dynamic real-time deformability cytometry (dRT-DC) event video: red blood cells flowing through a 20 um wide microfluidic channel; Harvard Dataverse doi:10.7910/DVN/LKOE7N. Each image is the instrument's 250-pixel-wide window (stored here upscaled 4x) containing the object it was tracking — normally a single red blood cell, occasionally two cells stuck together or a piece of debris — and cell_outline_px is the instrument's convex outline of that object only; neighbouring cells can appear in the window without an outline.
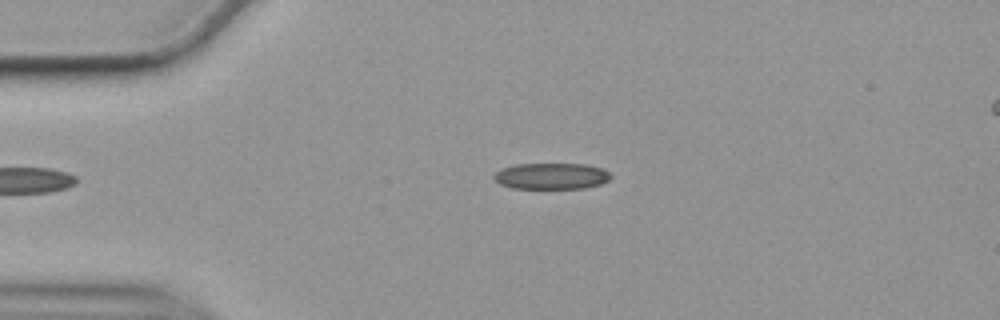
{"species": "common noctule bat (a hibernating species)", "species_latin": "Nyctalus noctula", "temperature_condition": "cold", "stored_images_in_passage": 41, "camera_frame_rate_fps": 3000, "um_per_image_px": 0.085, "animal": {"sex": "female", "body_mass_g": 19.9}, "frame": {"image": 1, "passage_image": 3, "time_ms": 0.667, "image_size_px": [1000, 320], "cell_outline_px": [[612, 176], [608, 180], [600, 184], [584, 188], [512, 188], [500, 184], [492, 176], [496, 172], [504, 168], [516, 164], [584, 164], [604, 168]], "centroid_in_image_um": [46.89, 14.96], "position_along_channel_um": 38.1, "area_um2": 17.74}}
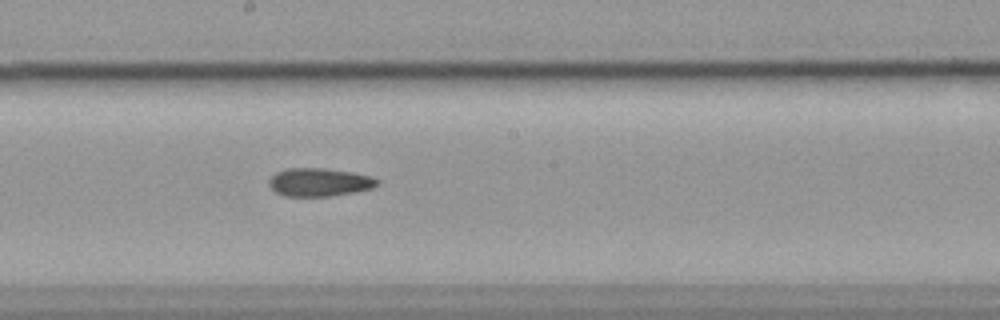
{"frame": {"image": 2, "passage_image": 21, "time_ms": 6.667, "image_size_px": [1000, 320], "cell_outline_px": [[380, 184], [372, 188], [332, 196], [284, 196], [276, 192], [268, 184], [268, 180], [276, 172], [288, 168], [324, 168], [352, 172], [372, 176], [380, 180]], "centroid_in_image_um": [27.16, 15.48], "position_along_channel_um": 221.0, "area_um2": 17.86}}
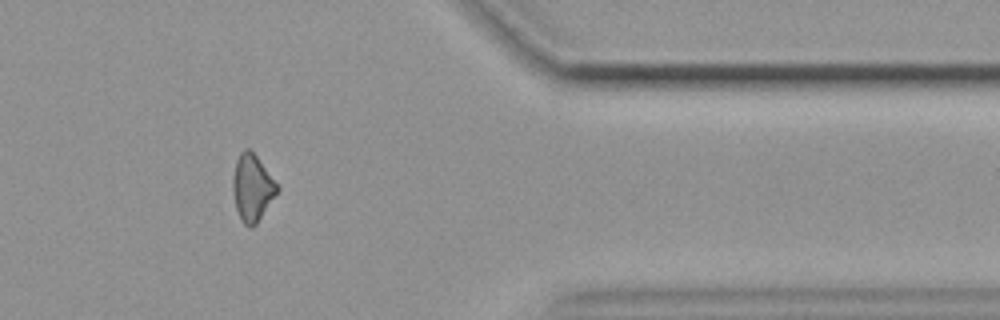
{"frame": {"image": 3, "passage_image": 37, "time_ms": 12.0, "image_size_px": [1000, 320], "cell_outline_px": [[280, 188], [256, 224], [252, 228], [248, 228], [240, 220], [236, 208], [232, 192], [232, 176], [236, 160], [240, 152], [244, 148], [248, 148], [256, 156]], "centroid_in_image_um": [21.4, 15.98], "position_along_channel_um": 390.0, "area_um2": 17.17}, "authors_computed_cell_mechanics": {"area_um2": 17.8024, "velocity_mm_per_s": 3.5485, "shape_relaxation_time_tau1_ms": 5.5579, "shape_relaxation_time_tau2_ms": 4.4332, "deformation_change_tau1": 0.1269, "deformation_change_tau2": 0.1209}}